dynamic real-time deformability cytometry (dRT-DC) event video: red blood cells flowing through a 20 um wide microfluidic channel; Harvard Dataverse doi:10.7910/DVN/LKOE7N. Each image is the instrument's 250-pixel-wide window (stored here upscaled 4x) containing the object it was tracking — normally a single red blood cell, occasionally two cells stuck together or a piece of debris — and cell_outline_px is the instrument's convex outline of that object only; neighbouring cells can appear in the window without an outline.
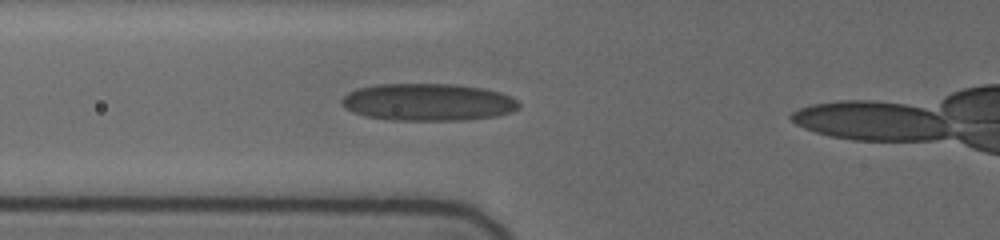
{"species": "human", "species_latin": "Homo sapiens", "temperature_condition": "cold", "stored_images_in_passage": 7, "camera_frame_rate_fps": 3000, "um_per_image_px": 0.085, "donor": {"sex": "female"}, "frame": {"image": 1, "passage_image": 6, "time_ms": 4.667, "image_size_px": [1000, 240], "cell_outline_px": [[520, 108], [512, 112], [496, 116], [468, 120], [392, 120], [364, 116], [352, 112], [344, 108], [340, 104], [340, 100], [348, 92], [356, 88], [376, 84], [448, 84], [484, 88], [500, 92], [516, 100], [520, 104]], "centroid_in_image_um": [36.34, 8.69], "position_along_channel_um": 89.5, "area_um2": 38.78}}